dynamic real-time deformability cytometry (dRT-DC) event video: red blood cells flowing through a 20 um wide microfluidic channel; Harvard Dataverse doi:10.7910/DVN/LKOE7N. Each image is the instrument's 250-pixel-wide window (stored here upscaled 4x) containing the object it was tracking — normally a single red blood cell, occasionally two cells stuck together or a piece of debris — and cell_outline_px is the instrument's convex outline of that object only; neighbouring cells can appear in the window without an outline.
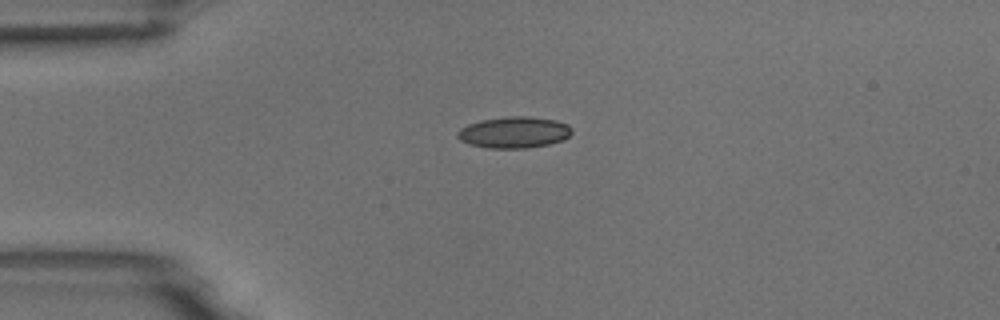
{"species": "common noctule bat (a hibernating species)", "species_latin": "Nyctalus noctula", "temperature_condition": "room temperature", "stored_images_in_passage": 7, "camera_frame_rate_fps": 3000, "um_per_image_px": 0.085, "animal": {"sex": "male", "body_mass_g": 18.8}, "frame": {"image": 1, "passage_image": 1, "time_ms": 0.0, "image_size_px": [1000, 320], "cell_outline_px": [[572, 132], [564, 140], [548, 144], [524, 148], [488, 148], [468, 144], [460, 140], [456, 136], [456, 132], [460, 128], [468, 124], [480, 120], [512, 116], [528, 116], [556, 120], [568, 124], [572, 128]], "centroid_in_image_um": [43.68, 11.25], "position_along_channel_um": 41.3, "area_um2": 20.98}}
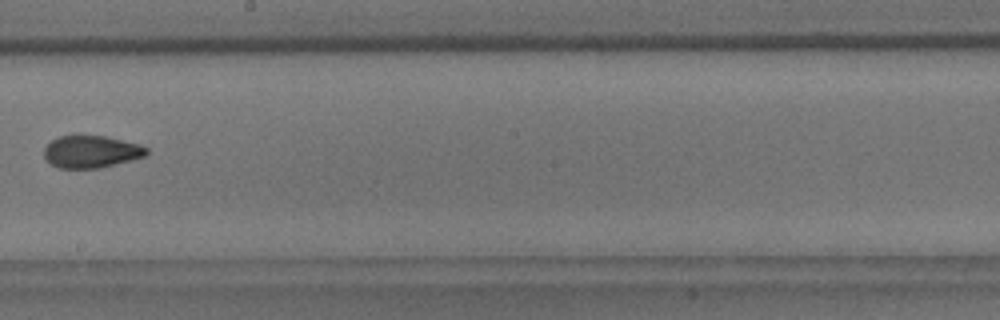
{"frame": {"image": 2, "passage_image": 6, "time_ms": 6.0, "image_size_px": [1000, 320], "cell_outline_px": [[148, 152], [144, 156], [132, 160], [100, 168], [60, 168], [52, 164], [44, 156], [44, 148], [52, 140], [60, 136], [76, 132], [104, 136], [140, 144], [148, 148]], "centroid_in_image_um": [7.74, 12.85], "position_along_channel_um": 240.5, "area_um2": 19.71}}
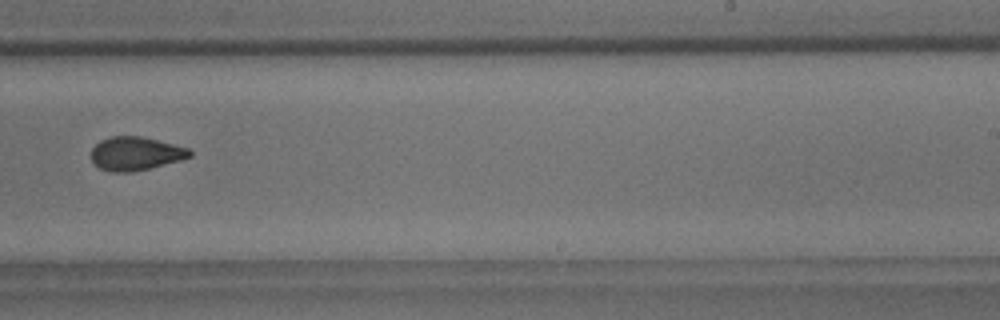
{"frame": {"image": 3, "passage_image": 7, "time_ms": 7.0, "image_size_px": [1000, 320], "cell_outline_px": [[192, 156], [180, 160], [132, 172], [112, 172], [100, 168], [92, 164], [92, 148], [100, 140], [112, 136], [140, 136], [188, 148], [192, 152]], "centroid_in_image_um": [11.49, 13.06], "position_along_channel_um": 277.5, "area_um2": 19.07}}